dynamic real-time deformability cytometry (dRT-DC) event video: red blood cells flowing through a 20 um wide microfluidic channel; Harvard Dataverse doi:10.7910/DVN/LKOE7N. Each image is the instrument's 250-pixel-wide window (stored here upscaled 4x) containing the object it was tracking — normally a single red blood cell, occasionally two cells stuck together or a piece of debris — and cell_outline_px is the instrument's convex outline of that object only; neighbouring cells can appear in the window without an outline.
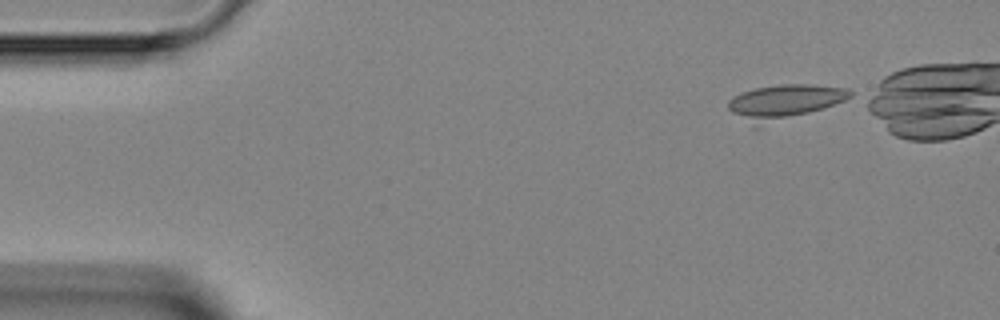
{"species": "Egyptian fruit bat (a non-hibernating species)", "species_latin": "Rousettus aegyptiacus", "temperature_condition": "room temperature", "stored_images_in_passage": 4, "segment_of_instrument_passage": [2, 2], "camera_frame_rate_fps": 3000, "um_per_image_px": 0.085, "animal": {"sex": "female"}, "frame": {"image": 1, "passage_image": 4, "time_ms": 4.667, "image_size_px": [1000, 320], "cell_outline_px": [[852, 96], [844, 100], [808, 112], [756, 128], [732, 112], [728, 108], [728, 100], [732, 96], [740, 92], [756, 88], [780, 84], [812, 84], [848, 88], [852, 92]], "centroid_in_image_um": [66.6, 8.65], "position_along_channel_um": 18.4, "area_um2": 24.33}}